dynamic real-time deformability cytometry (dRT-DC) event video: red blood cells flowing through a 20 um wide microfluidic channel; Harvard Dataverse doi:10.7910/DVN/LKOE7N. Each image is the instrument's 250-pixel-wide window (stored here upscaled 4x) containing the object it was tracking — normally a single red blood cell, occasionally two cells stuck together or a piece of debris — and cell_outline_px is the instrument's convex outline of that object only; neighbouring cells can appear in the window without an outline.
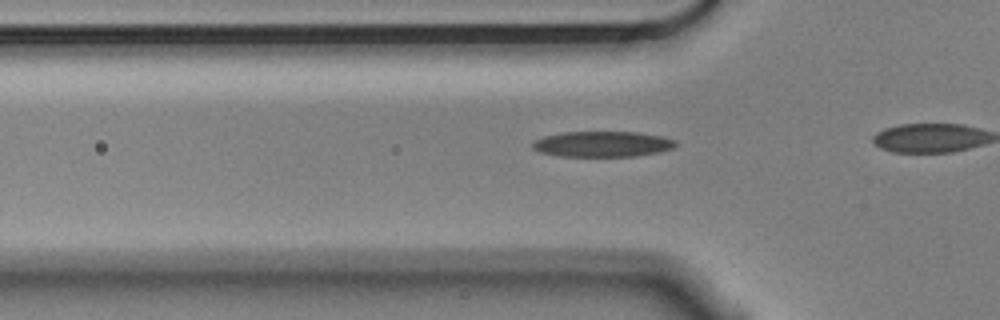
{"species": "Egyptian fruit bat (a non-hibernating species)", "species_latin": "Rousettus aegyptiacus", "temperature_condition": "cold", "stored_images_in_passage": 12, "camera_frame_rate_fps": 3000, "um_per_image_px": 0.085, "animal": {"sex": "male"}, "frame": {"image": 1, "passage_image": 6, "time_ms": 1.667, "image_size_px": [1000, 320], "cell_outline_px": [[676, 144], [672, 148], [660, 152], [636, 156], [556, 156], [540, 152], [532, 148], [532, 140], [544, 136], [564, 132], [636, 132], [660, 136], [676, 140]], "centroid_in_image_um": [51.17, 12.25], "position_along_channel_um": 74.6, "area_um2": 21.39}}
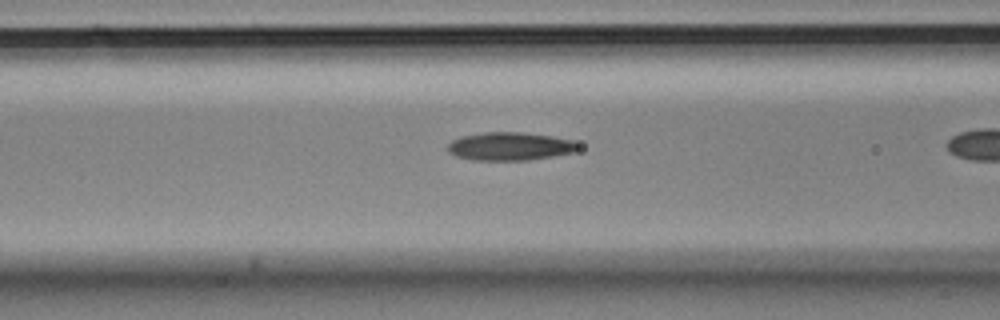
{"frame": {"image": 2, "passage_image": 10, "time_ms": 3.0, "image_size_px": [1000, 320], "cell_outline_px": [[580, 148], [576, 152], [528, 160], [472, 160], [456, 156], [448, 152], [448, 144], [452, 140], [464, 136], [484, 132], [520, 132], [548, 136], [572, 140], [580, 144]], "centroid_in_image_um": [43.36, 12.44], "position_along_channel_um": 123.2, "area_um2": 21.33}}